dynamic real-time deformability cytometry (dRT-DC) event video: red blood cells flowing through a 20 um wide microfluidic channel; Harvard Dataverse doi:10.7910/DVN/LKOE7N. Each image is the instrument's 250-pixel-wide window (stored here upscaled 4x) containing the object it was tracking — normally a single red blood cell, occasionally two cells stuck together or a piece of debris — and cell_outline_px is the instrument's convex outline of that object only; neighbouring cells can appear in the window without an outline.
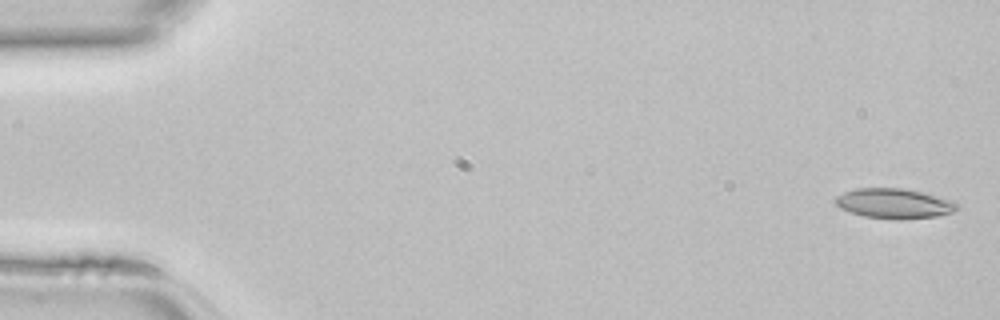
{"species": "common noctule bat (a hibernating species)", "species_latin": "Nyctalus noctula", "temperature_condition": "room temperature", "stored_images_in_passage": 45, "camera_frame_rate_fps": 3000, "um_per_image_px": 0.085, "animal": {"sex": "female", "body_mass_g": 22.7, "forearm_length_mm": 54.2}, "frame": {"image": 1, "passage_image": 1, "time_ms": 0.0, "image_size_px": [1000, 320], "cell_outline_px": [[960, 208], [952, 212], [936, 216], [900, 220], [896, 220], [864, 216], [840, 208], [836, 204], [836, 196], [844, 192], [856, 188], [904, 188], [924, 192], [952, 200], [960, 204]], "centroid_in_image_um": [76.05, 17.29], "position_along_channel_um": 8.9, "area_um2": 21.39}}
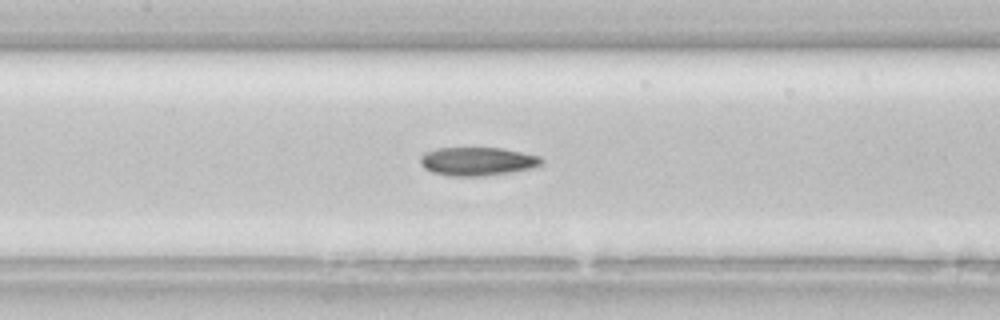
{"frame": {"image": 2, "passage_image": 21, "time_ms": 6.667, "image_size_px": [1000, 320], "cell_outline_px": [[544, 160], [540, 164], [532, 168], [484, 176], [452, 176], [432, 172], [424, 168], [420, 164], [420, 156], [424, 152], [436, 148], [504, 148], [540, 156]], "centroid_in_image_um": [40.55, 13.71], "position_along_channel_um": 166.9, "area_um2": 20.11}}
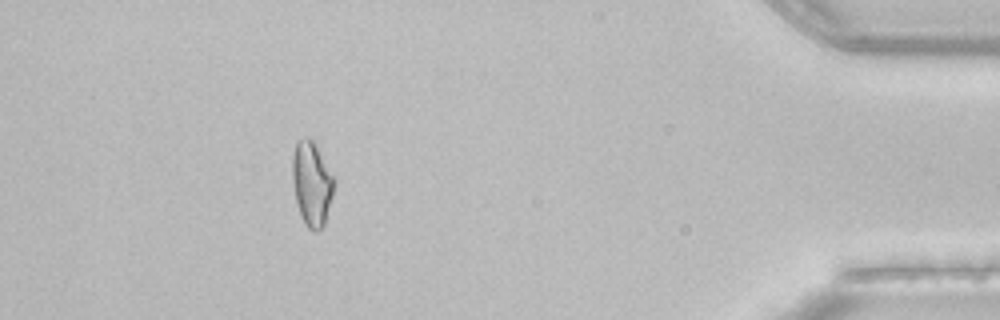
{"frame": {"image": 3, "passage_image": 41, "time_ms": 13.333, "image_size_px": [1000, 320], "cell_outline_px": [[336, 180], [332, 196], [324, 224], [316, 232], [312, 232], [304, 224], [300, 216], [296, 200], [292, 180], [292, 152], [296, 140], [304, 136], [308, 136], [316, 144]], "centroid_in_image_um": [26.48, 15.56], "position_along_channel_um": 408.7, "area_um2": 20.87}}